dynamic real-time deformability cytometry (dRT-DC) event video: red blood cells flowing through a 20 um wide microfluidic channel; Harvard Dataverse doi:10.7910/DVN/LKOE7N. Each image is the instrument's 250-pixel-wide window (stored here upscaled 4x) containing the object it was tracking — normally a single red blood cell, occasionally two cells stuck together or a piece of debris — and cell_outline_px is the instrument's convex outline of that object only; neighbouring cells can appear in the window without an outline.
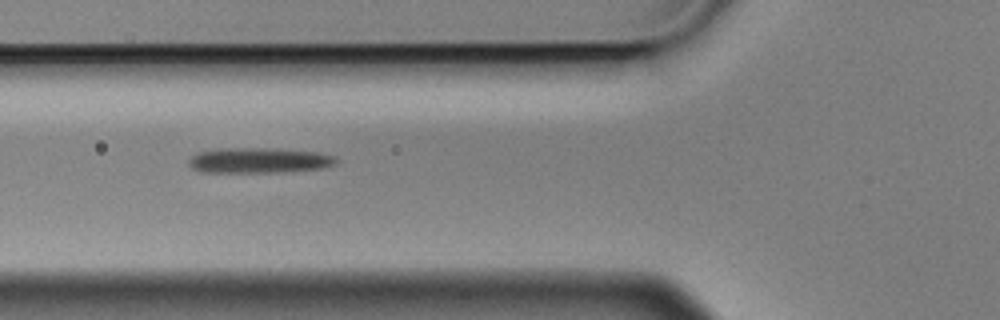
{"species": "Egyptian fruit bat (a non-hibernating species)", "species_latin": "Rousettus aegyptiacus", "temperature_condition": "cold", "stored_images_in_passage": 11, "camera_frame_rate_fps": 3000, "um_per_image_px": 0.085, "animal": {"sex": "male"}, "frame": {"image": 1, "passage_image": 2, "time_ms": 0.333, "image_size_px": [1000, 320], "cell_outline_px": [[340, 160], [336, 164], [324, 168], [284, 172], [200, 172], [192, 168], [188, 164], [188, 160], [192, 156], [200, 152], [220, 148], [264, 148], [316, 152], [332, 156]], "centroid_in_image_um": [22.01, 13.64], "position_along_channel_um": 103.8, "area_um2": 21.73}}
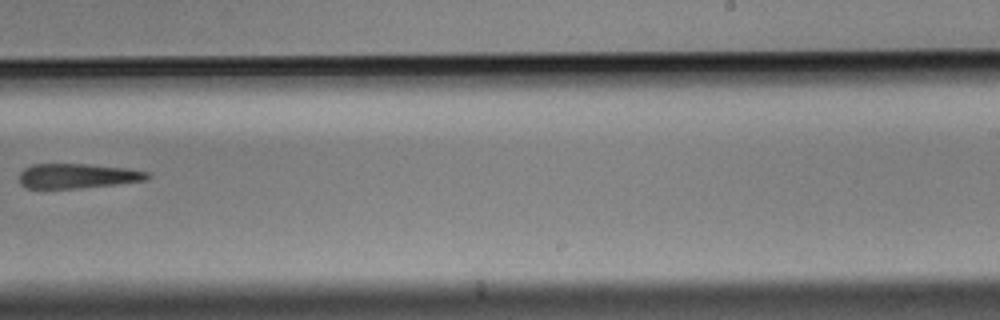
{"frame": {"image": 2, "passage_image": 6, "time_ms": 1.667, "image_size_px": [1000, 320], "cell_outline_px": [[152, 176], [148, 180], [116, 184], [80, 188], [28, 188], [20, 184], [20, 172], [24, 168], [32, 164], [84, 164], [128, 168], [148, 172]], "centroid_in_image_um": [6.62, 14.95], "position_along_channel_um": 282.4, "area_um2": 18.5}}
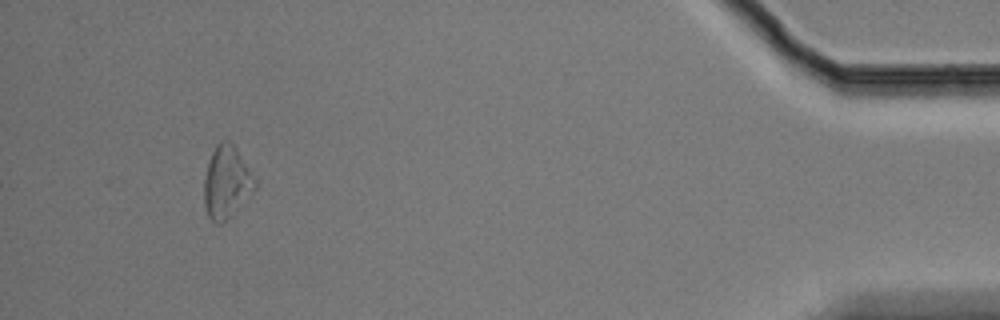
{"frame": {"image": 3, "passage_image": 11, "time_ms": 3.333, "image_size_px": [1000, 320], "cell_outline_px": [[256, 188], [220, 224], [216, 224], [208, 216], [204, 204], [204, 180], [208, 164], [212, 152], [216, 144], [220, 140], [228, 140], [232, 144], [256, 180]], "centroid_in_image_um": [19.22, 15.47], "position_along_channel_um": 416.0, "area_um2": 20.63}}